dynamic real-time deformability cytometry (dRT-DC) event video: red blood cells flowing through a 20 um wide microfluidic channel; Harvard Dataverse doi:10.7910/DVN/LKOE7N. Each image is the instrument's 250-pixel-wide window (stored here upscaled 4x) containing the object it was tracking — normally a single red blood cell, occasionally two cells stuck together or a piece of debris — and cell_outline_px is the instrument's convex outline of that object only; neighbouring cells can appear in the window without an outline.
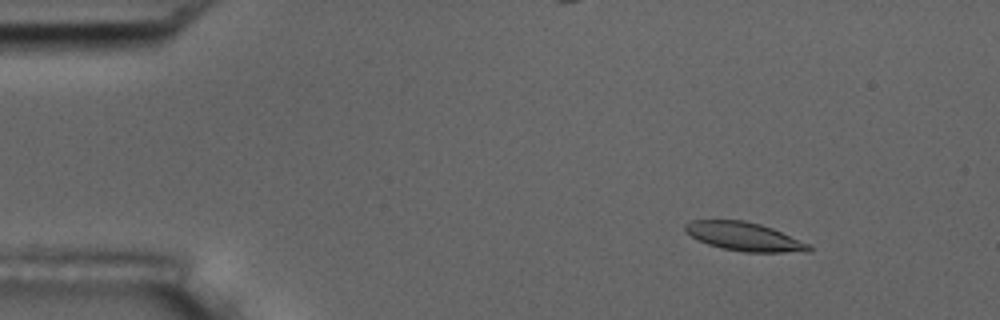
{"species": "common noctule bat (a hibernating species)", "species_latin": "Nyctalus noctula", "temperature_condition": "room temperature", "stored_images_in_passage": 4, "camera_frame_rate_fps": 3000, "um_per_image_px": 0.085, "animal": {"sex": "male", "body_mass_g": 17.5, "forearm_length_mm": 52.3}, "frame": {"image": 1, "passage_image": 2, "time_ms": 1.0, "image_size_px": [1000, 320], "cell_outline_px": [[812, 248], [808, 252], [744, 252], [720, 248], [708, 244], [684, 232], [684, 224], [692, 220], [744, 220], [760, 224], [772, 228], [812, 244]], "centroid_in_image_um": [63.29, 20.11], "position_along_channel_um": 21.7, "area_um2": 20.75}}
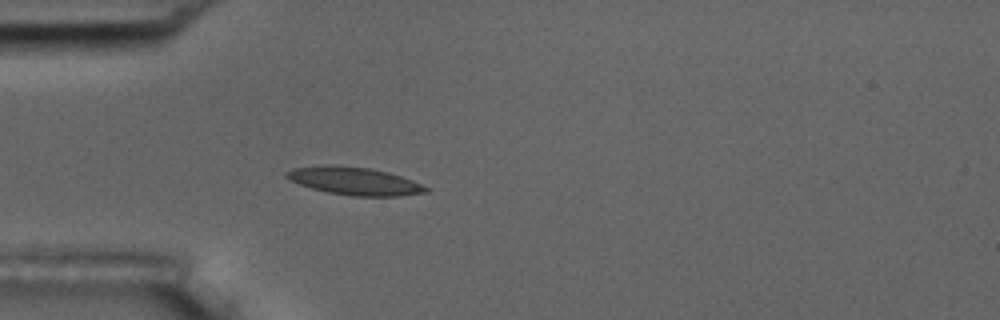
{"frame": {"image": 2, "passage_image": 4, "time_ms": 4.0, "image_size_px": [1000, 320], "cell_outline_px": [[428, 192], [400, 196], [352, 196], [328, 192], [312, 188], [288, 180], [284, 176], [284, 172], [292, 168], [336, 164], [368, 168], [388, 172], [412, 180], [428, 188]], "centroid_in_image_um": [30.09, 15.38], "position_along_channel_um": 54.9, "area_um2": 22.54}}